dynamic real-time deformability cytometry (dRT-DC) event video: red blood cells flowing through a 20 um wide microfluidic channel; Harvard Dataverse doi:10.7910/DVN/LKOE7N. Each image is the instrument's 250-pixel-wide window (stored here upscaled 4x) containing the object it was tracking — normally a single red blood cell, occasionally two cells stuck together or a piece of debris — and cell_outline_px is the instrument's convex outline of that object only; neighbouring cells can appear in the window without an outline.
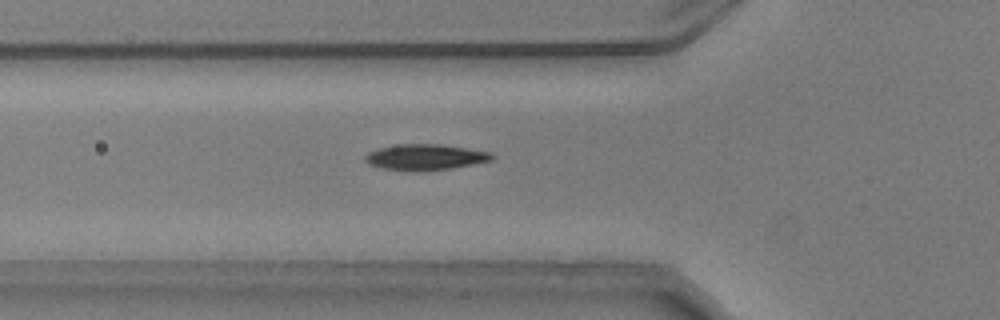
{"species": "common noctule bat (a hibernating species)", "species_latin": "Nyctalus noctula", "temperature_condition": "warm", "stored_images_in_passage": 37, "camera_frame_rate_fps": 3000, "um_per_image_px": 0.085, "animal": {"sex": "male", "body_mass_g": 20.5, "forearm_length_mm": 52.5}, "frame": {"image": 1, "passage_image": 2, "time_ms": 0.333, "image_size_px": [1000, 320], "cell_outline_px": [[496, 156], [492, 160], [452, 168], [420, 172], [412, 172], [380, 168], [368, 164], [364, 160], [364, 156], [368, 152], [380, 148], [400, 144], [440, 144], [492, 152]], "centroid_in_image_um": [36.13, 13.37], "position_along_channel_um": 89.7, "area_um2": 19.36}}
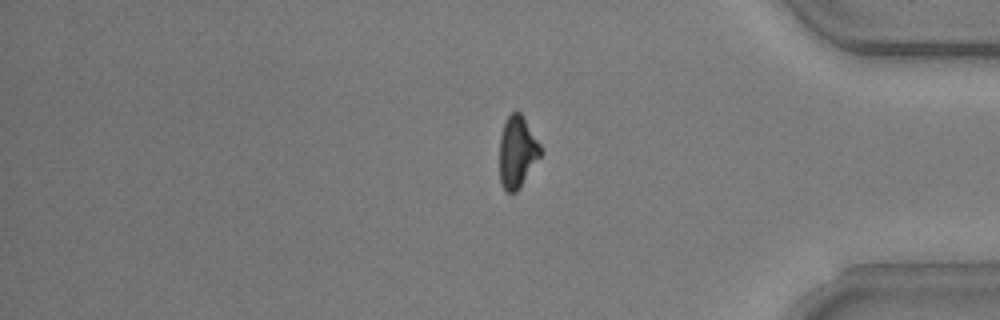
{"frame": {"image": 2, "passage_image": 28, "time_ms": 9.0, "image_size_px": [1000, 320], "cell_outline_px": [[544, 152], [520, 188], [516, 192], [508, 192], [504, 188], [500, 180], [500, 136], [504, 120], [512, 112], [520, 112], [540, 144]], "centroid_in_image_um": [43.98, 12.92], "position_along_channel_um": 391.2, "area_um2": 17.22}}
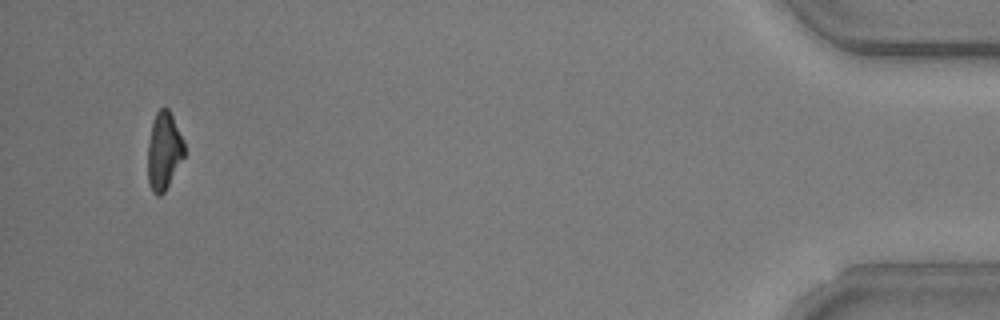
{"frame": {"image": 3, "passage_image": 35, "time_ms": 11.333, "image_size_px": [1000, 320], "cell_outline_px": [[184, 156], [164, 192], [160, 196], [156, 196], [152, 192], [148, 180], [148, 144], [152, 120], [156, 112], [164, 104], [168, 108], [184, 140]], "centroid_in_image_um": [13.92, 12.8], "position_along_channel_um": 421.3, "area_um2": 16.59}}